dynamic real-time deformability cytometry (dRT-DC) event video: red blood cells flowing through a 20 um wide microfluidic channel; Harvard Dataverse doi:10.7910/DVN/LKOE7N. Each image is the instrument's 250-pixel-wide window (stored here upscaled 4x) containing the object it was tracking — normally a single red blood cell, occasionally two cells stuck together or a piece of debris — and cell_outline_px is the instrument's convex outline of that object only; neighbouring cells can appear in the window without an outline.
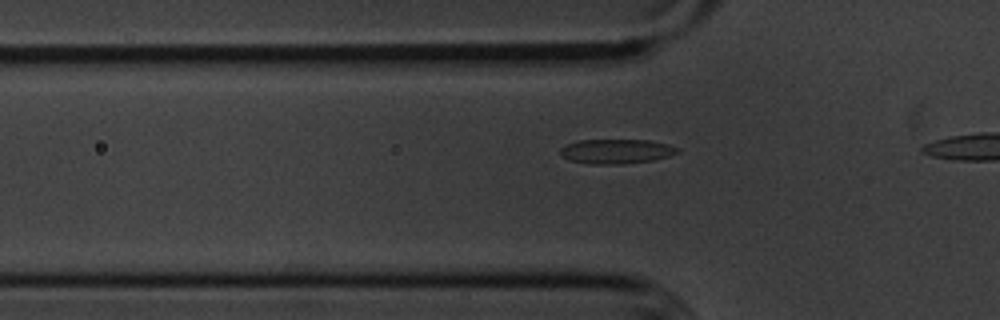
{"species": "common noctule bat (a hibernating species)", "species_latin": "Nyctalus noctula", "temperature_condition": "cold", "stored_images_in_passage": 14, "camera_frame_rate_fps": 3000, "um_per_image_px": 0.085, "animal": {"sex": "male", "body_mass_g": 20.1, "forearm_length_mm": 53.5}, "frame": {"image": 1, "passage_image": 12, "time_ms": 3.667, "image_size_px": [1000, 320], "cell_outline_px": [[680, 152], [668, 156], [652, 160], [624, 164], [588, 164], [568, 160], [560, 156], [560, 148], [568, 144], [580, 140], [648, 140], [668, 144], [680, 148]], "centroid_in_image_um": [52.38, 12.87], "position_along_channel_um": 73.4, "area_um2": 16.88}}